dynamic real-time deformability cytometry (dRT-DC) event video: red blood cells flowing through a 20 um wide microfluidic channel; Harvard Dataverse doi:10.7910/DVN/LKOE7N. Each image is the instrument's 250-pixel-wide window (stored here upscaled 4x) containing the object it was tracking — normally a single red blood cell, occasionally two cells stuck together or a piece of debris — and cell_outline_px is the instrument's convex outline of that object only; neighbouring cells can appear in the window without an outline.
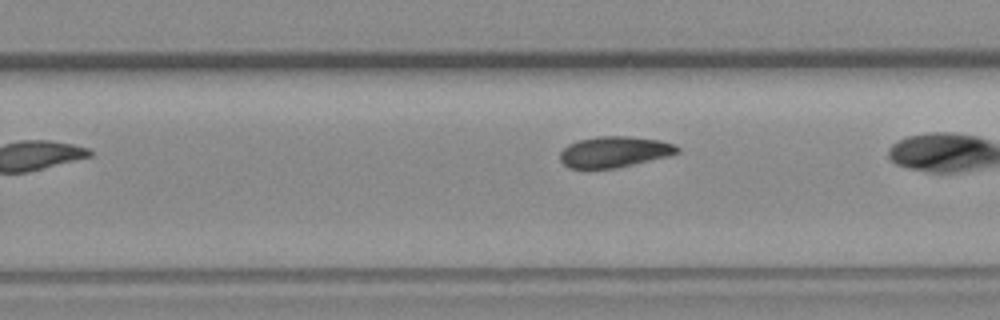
{"species": "common noctule bat (a hibernating species)", "species_latin": "Nyctalus noctula", "temperature_condition": "room temperature", "stored_images_in_passage": 17, "camera_frame_rate_fps": 3000, "um_per_image_px": 0.085, "animal": {"sex": "female", "body_mass_g": 19.3, "forearm_length_mm": 54.1}, "frame": {"image": 1, "passage_image": 15, "time_ms": 4.667, "image_size_px": [1000, 320], "cell_outline_px": [[680, 152], [668, 156], [616, 168], [568, 168], [560, 160], [560, 152], [568, 144], [580, 140], [596, 136], [628, 136], [660, 140], [676, 144], [680, 148]], "centroid_in_image_um": [52.24, 12.9], "position_along_channel_um": 277.6, "area_um2": 21.15}}